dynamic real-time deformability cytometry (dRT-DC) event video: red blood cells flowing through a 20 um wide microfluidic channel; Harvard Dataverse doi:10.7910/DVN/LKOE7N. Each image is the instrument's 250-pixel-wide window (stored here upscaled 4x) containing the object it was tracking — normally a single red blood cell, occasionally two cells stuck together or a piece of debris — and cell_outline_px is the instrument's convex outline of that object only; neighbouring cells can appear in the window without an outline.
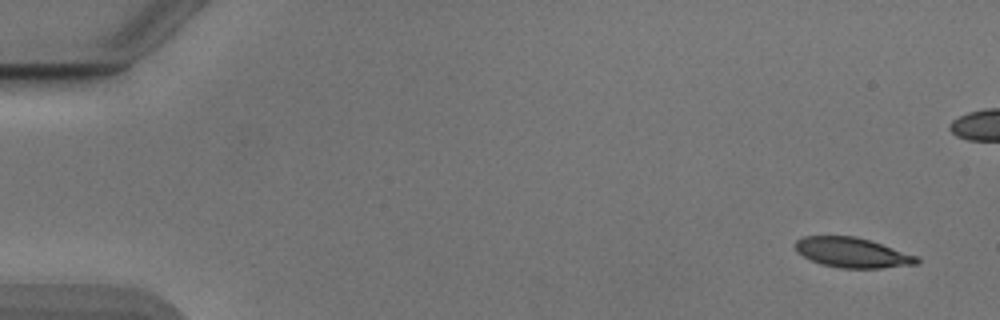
{"species": "Egyptian fruit bat (a non-hibernating species)", "species_latin": "Rousettus aegyptiacus", "temperature_condition": "cold", "stored_images_in_passage": 52, "camera_frame_rate_fps": 3000, "um_per_image_px": 0.085, "animal": {"sex": "male"}, "frame": {"image": 1, "passage_image": 1, "time_ms": 0.0, "image_size_px": [1000, 320], "cell_outline_px": [[920, 264], [880, 268], [840, 268], [820, 264], [796, 252], [792, 244], [796, 240], [804, 236], [856, 236], [916, 256], [920, 260]], "centroid_in_image_um": [72.39, 21.47], "position_along_channel_um": 12.6, "area_um2": 21.15}}
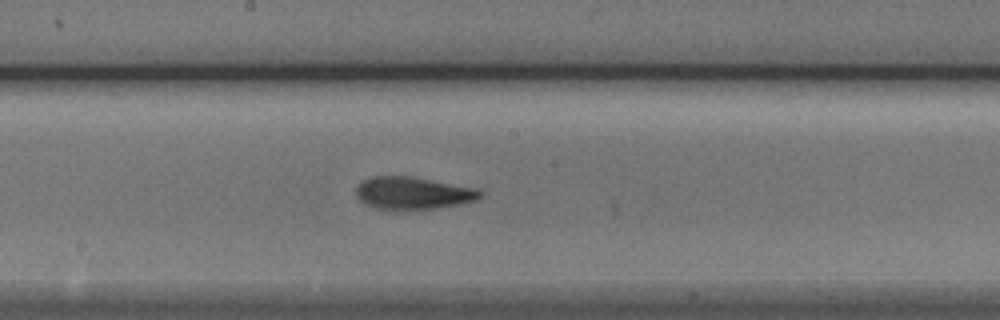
{"frame": {"image": 2, "passage_image": 27, "time_ms": 8.667, "image_size_px": [1000, 320], "cell_outline_px": [[484, 196], [476, 200], [460, 204], [436, 208], [400, 212], [376, 208], [364, 204], [356, 196], [356, 188], [364, 180], [372, 176], [408, 176], [472, 188], [484, 192]], "centroid_in_image_um": [35.06, 16.46], "position_along_channel_um": 213.1, "area_um2": 23.64}}
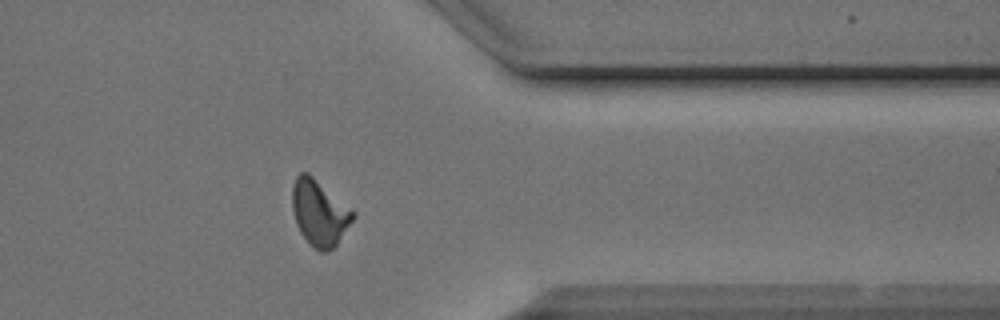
{"frame": {"image": 3, "passage_image": 41, "time_ms": 13.333, "image_size_px": [1000, 320], "cell_outline_px": [[356, 216], [336, 244], [328, 252], [320, 252], [308, 244], [300, 232], [296, 224], [292, 208], [292, 188], [296, 176], [300, 172], [308, 172], [356, 212]], "centroid_in_image_um": [27.14, 18.09], "position_along_channel_um": 384.3, "area_um2": 23.41}, "authors_computed_cell_mechanics": {"area_um2": 22.6576, "velocity_mm_per_s": 3.8843, "shape_relaxation_time_tau1_ms": 5.0164, "shape_relaxation_time_tau2_ms": 2.1081, "deformation_change_tau1": 0.1584, "deformation_change_tau2": 0.0869}}